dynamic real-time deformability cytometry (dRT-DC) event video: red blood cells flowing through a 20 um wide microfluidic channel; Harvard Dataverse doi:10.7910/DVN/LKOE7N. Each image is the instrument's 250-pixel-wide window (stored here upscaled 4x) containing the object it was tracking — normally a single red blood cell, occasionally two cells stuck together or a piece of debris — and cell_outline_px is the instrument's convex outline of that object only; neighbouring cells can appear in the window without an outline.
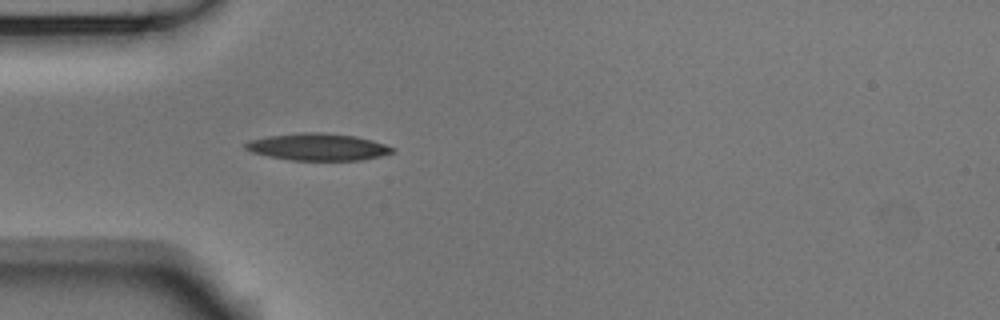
{"species": "Egyptian fruit bat (a non-hibernating species)", "species_latin": "Rousettus aegyptiacus", "temperature_condition": "room temperature", "stored_images_in_passage": 39, "camera_frame_rate_fps": 3000, "um_per_image_px": 0.085, "animal": {"sex": "male"}, "frame": {"image": 1, "passage_image": 1, "time_ms": 0.0, "image_size_px": [1000, 320], "cell_outline_px": [[396, 148], [392, 152], [380, 156], [360, 160], [288, 160], [268, 156], [252, 152], [244, 148], [244, 144], [248, 140], [268, 136], [300, 132], [320, 132], [356, 136], [372, 140]], "centroid_in_image_um": [26.98, 12.48], "position_along_channel_um": 58.0, "area_um2": 23.18}}
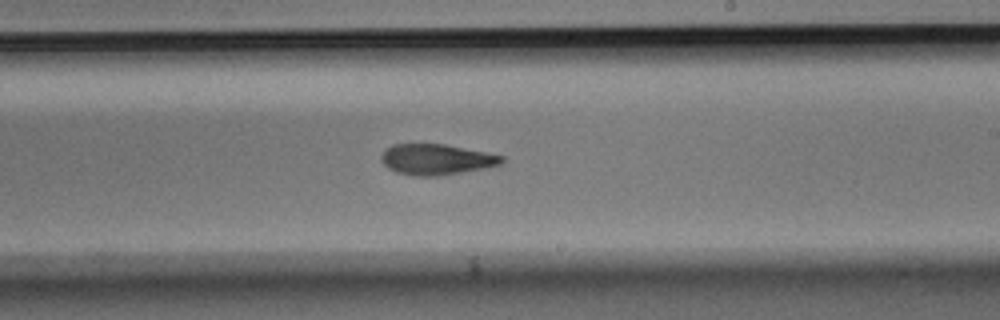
{"frame": {"image": 2, "passage_image": 17, "time_ms": 5.333, "image_size_px": [1000, 320], "cell_outline_px": [[504, 160], [500, 164], [484, 168], [436, 176], [416, 176], [396, 172], [388, 168], [380, 160], [380, 156], [392, 144], [444, 144], [504, 156]], "centroid_in_image_um": [37.06, 13.55], "position_along_channel_um": 251.9, "area_um2": 21.27}}
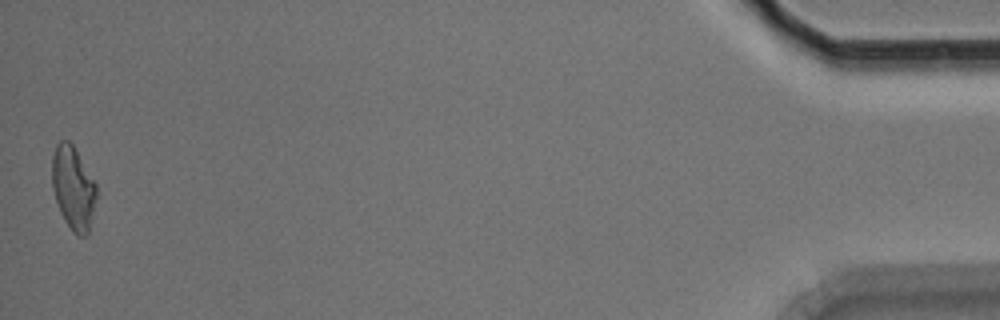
{"frame": {"image": 3, "passage_image": 39, "time_ms": 12.667, "image_size_px": [1000, 320], "cell_outline_px": [[96, 200], [88, 236], [76, 236], [72, 232], [64, 220], [60, 212], [52, 188], [52, 156], [56, 144], [60, 140], [68, 140], [72, 144], [96, 184]], "centroid_in_image_um": [6.21, 16.01], "position_along_channel_um": 429.0, "area_um2": 21.62}, "authors_computed_cell_mechanics": {"area_um2": 22.0796, "velocity_mm_per_s": 3.689, "shape_relaxation_time_tau1_ms": 5.833, "shape_relaxation_time_tau2_ms": 6.3901, "deformation_change_tau1": 0.1678, "deformation_change_tau2": 0.1666}}